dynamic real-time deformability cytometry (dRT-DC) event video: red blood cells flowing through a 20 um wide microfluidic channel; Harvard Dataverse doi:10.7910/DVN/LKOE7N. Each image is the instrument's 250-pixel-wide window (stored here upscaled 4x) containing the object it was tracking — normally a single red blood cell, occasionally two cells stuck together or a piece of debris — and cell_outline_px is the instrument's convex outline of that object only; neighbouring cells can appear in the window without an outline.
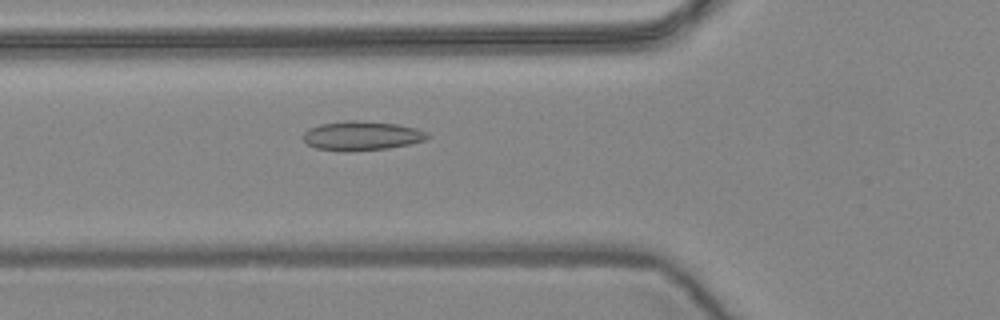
{"species": "common noctule bat (a hibernating species)", "species_latin": "Nyctalus noctula", "temperature_condition": "warm", "stored_images_in_passage": 56, "camera_frame_rate_fps": 3000, "um_per_image_px": 0.085, "animal": {"sex": "female", "body_mass_g": 24.6, "forearm_length_mm": 56.2}, "frame": {"image": 1, "passage_image": 20, "time_ms": 6.333, "image_size_px": [1000, 320], "cell_outline_px": [[428, 136], [424, 140], [408, 144], [388, 148], [316, 148], [308, 144], [304, 140], [304, 132], [308, 128], [320, 124], [344, 120], [356, 120], [396, 124], [416, 128], [428, 132]], "centroid_in_image_um": [30.76, 11.47], "position_along_channel_um": 95.0, "area_um2": 20.06}}
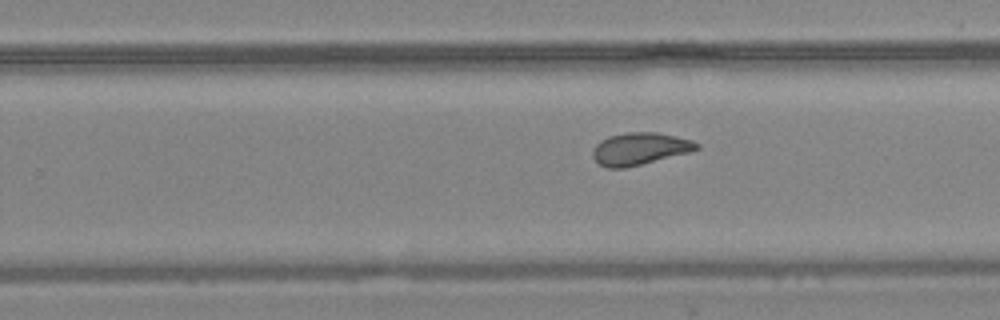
{"frame": {"image": 2, "passage_image": 35, "time_ms": 11.333, "image_size_px": [1000, 320], "cell_outline_px": [[700, 148], [688, 152], [624, 168], [608, 168], [600, 164], [592, 156], [592, 152], [596, 144], [600, 140], [608, 136], [628, 132], [656, 132], [692, 140], [700, 144]], "centroid_in_image_um": [54.35, 12.63], "position_along_channel_um": 275.4, "area_um2": 19.25}}
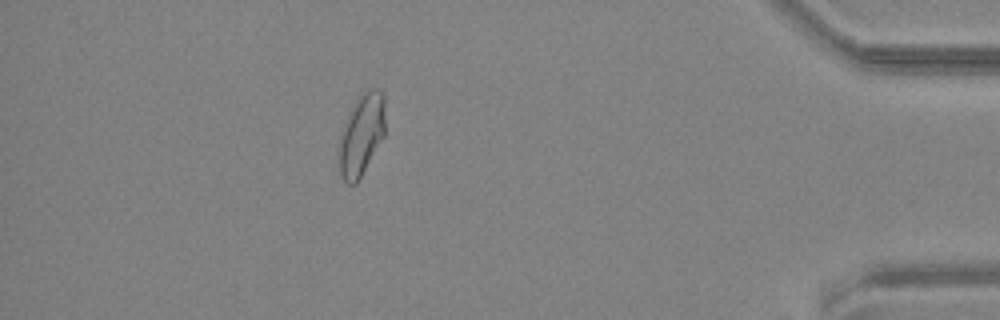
{"frame": {"image": 3, "passage_image": 50, "time_ms": 16.333, "image_size_px": [1000, 320], "cell_outline_px": [[384, 136], [356, 184], [344, 184], [340, 176], [340, 132], [348, 112], [360, 92], [368, 88], [380, 88], [384, 92]], "centroid_in_image_um": [30.72, 11.39], "position_along_channel_um": 404.5, "area_um2": 22.2}, "authors_computed_cell_mechanics": {"area_um2": 20.7791, "velocity_mm_per_s": 3.6021, "shape_relaxation_time_tau1_ms": null, "shape_relaxation_time_tau2_ms": 1.6056, "deformation_change_tau1": null, "deformation_change_tau2": 0.0579}}